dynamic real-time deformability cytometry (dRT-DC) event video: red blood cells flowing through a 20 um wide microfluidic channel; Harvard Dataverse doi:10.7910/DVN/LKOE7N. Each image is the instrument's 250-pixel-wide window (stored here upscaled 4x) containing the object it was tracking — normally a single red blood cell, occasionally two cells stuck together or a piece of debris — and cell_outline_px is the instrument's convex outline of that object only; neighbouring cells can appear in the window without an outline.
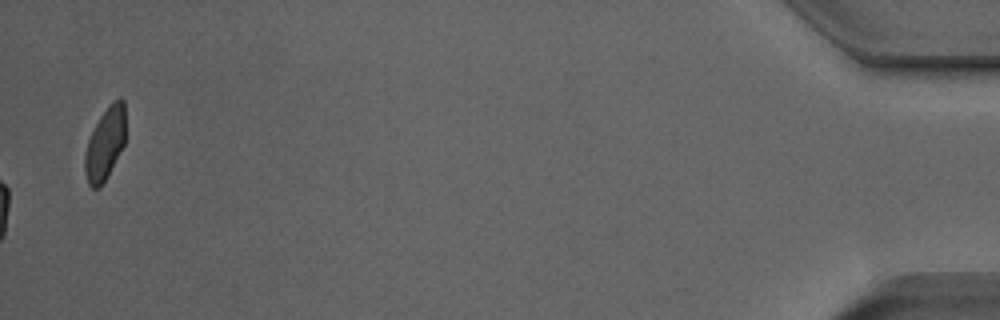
{"species": "Egyptian fruit bat (a non-hibernating species)", "species_latin": "Rousettus aegyptiacus", "temperature_condition": "room temperature", "stored_images_in_passage": 50, "camera_frame_rate_fps": 3000, "um_per_image_px": 0.085, "animal": {"sex": "male"}, "frame": {"image": 1, "passage_image": 50, "time_ms": 16.333, "image_size_px": [1000, 320], "cell_outline_px": [[124, 144], [108, 176], [100, 188], [92, 188], [88, 184], [84, 172], [84, 156], [88, 140], [100, 116], [112, 100], [120, 96], [124, 100]], "centroid_in_image_um": [8.92, 12.23], "position_along_channel_um": 426.3, "area_um2": 17.17}, "authors_computed_cell_mechanics": {"area_um2": 19.941, "velocity_mm_per_s": 3.9624, "shape_relaxation_time_tau1_ms": 8.4114, "shape_relaxation_time_tau2_ms": 1.6797, "deformation_change_tau1": 0.2034, "deformation_change_tau2": 0.0781}}